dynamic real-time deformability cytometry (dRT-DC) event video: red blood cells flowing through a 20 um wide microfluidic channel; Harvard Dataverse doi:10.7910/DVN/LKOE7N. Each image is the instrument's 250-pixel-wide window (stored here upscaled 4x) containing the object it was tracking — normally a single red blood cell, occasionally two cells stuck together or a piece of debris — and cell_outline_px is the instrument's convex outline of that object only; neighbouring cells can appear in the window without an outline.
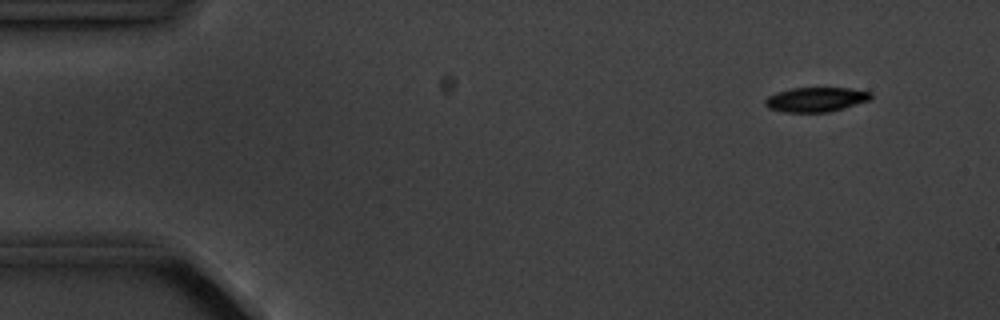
{"species": "common noctule bat (a hibernating species)", "species_latin": "Nyctalus noctula", "temperature_condition": "cold", "stored_images_in_passage": 5, "camera_frame_rate_fps": 3000, "um_per_image_px": 0.085, "animal": {"sex": "male", "body_mass_g": 20.1, "forearm_length_mm": 53.5}, "frame": {"image": 1, "passage_image": 2, "time_ms": 1.333, "image_size_px": [1000, 320], "cell_outline_px": [[872, 96], [868, 100], [844, 108], [828, 112], [784, 112], [768, 108], [764, 104], [764, 100], [768, 96], [776, 92], [792, 88], [848, 88], [872, 92]], "centroid_in_image_um": [69.31, 8.46], "position_along_channel_um": 15.7, "area_um2": 15.09}}